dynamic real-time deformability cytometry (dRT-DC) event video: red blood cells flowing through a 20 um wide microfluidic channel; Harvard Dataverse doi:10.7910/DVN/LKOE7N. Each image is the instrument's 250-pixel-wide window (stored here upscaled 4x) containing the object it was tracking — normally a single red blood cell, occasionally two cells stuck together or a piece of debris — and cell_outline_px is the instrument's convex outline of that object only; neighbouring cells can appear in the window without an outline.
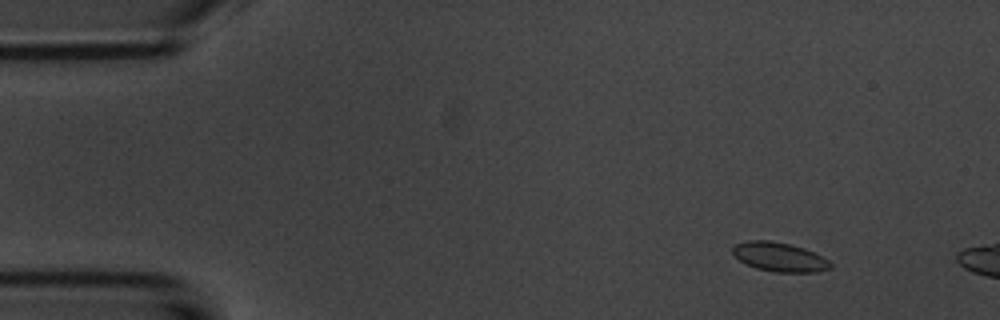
{"species": "common noctule bat (a hibernating species)", "species_latin": "Nyctalus noctula", "temperature_condition": "room temperature", "stored_images_in_passage": 10, "camera_frame_rate_fps": 3000, "um_per_image_px": 0.085, "animal": {"sex": "male", "body_mass_g": 20.1, "forearm_length_mm": 53.5}, "frame": {"image": 1, "passage_image": 5, "time_ms": 1.333, "image_size_px": [1000, 320], "cell_outline_px": [[832, 268], [816, 272], [776, 272], [756, 268], [740, 260], [732, 252], [732, 248], [736, 244], [748, 240], [768, 240], [788, 244], [804, 248], [828, 260], [832, 264]], "centroid_in_image_um": [66.26, 21.84], "position_along_channel_um": 18.7, "area_um2": 16.36}}